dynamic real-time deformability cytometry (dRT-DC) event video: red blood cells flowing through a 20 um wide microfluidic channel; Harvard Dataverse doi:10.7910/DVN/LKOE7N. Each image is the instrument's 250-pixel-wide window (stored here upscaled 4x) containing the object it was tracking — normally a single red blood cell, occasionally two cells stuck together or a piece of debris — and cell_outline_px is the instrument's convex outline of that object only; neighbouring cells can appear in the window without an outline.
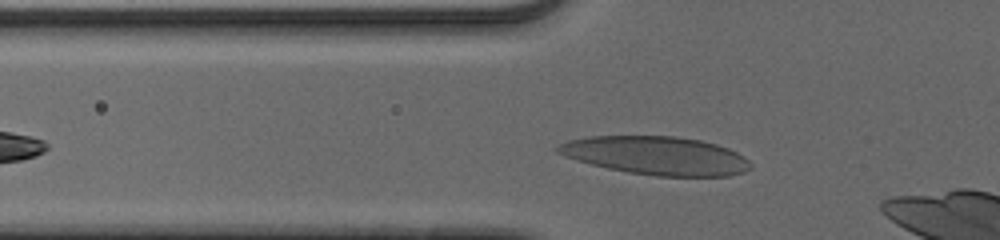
{"species": "human", "species_latin": "Homo sapiens", "temperature_condition": "cold", "stored_images_in_passage": 33, "camera_frame_rate_fps": 3000, "um_per_image_px": 0.085, "donor": {"sex": "male"}, "frame": {"image": 1, "passage_image": 3, "time_ms": 0.667, "image_size_px": [1000, 240], "cell_outline_px": [[752, 168], [744, 172], [728, 176], [656, 176], [628, 172], [608, 168], [576, 160], [564, 156], [556, 152], [552, 148], [568, 140], [588, 136], [676, 136], [700, 140], [716, 144], [728, 148], [744, 156], [752, 164]], "centroid_in_image_um": [55.77, 13.22], "position_along_channel_um": 70.0, "area_um2": 43.23}}
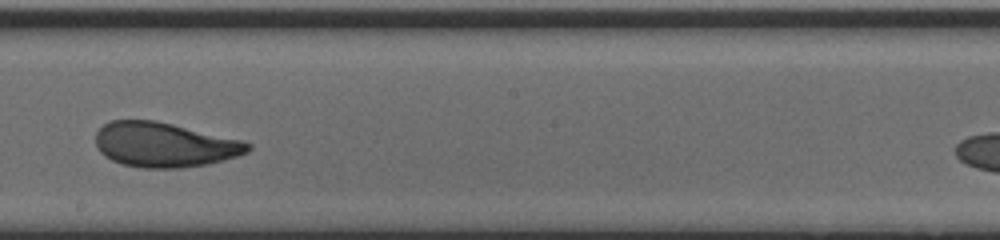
{"frame": {"image": 2, "passage_image": 16, "time_ms": 5.0, "image_size_px": [1000, 240], "cell_outline_px": [[252, 148], [248, 152], [236, 156], [208, 164], [180, 168], [144, 168], [120, 164], [104, 156], [96, 148], [96, 132], [108, 120], [156, 120], [240, 140], [252, 144]], "centroid_in_image_um": [13.93, 12.3], "position_along_channel_um": 234.3, "area_um2": 39.65}}
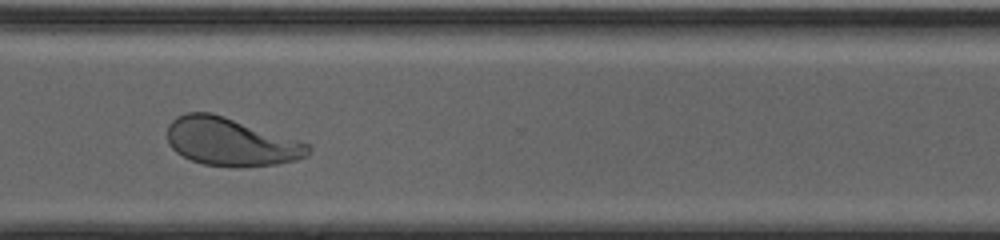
{"frame": {"image": 3, "passage_image": 25, "time_ms": 8.0, "image_size_px": [1000, 240], "cell_outline_px": [[312, 148], [308, 156], [296, 160], [276, 164], [240, 168], [204, 164], [192, 160], [176, 152], [168, 144], [168, 124], [176, 116], [188, 112], [212, 112], [312, 144]], "centroid_in_image_um": [19.65, 12.06], "position_along_channel_um": 351.0, "area_um2": 39.77}, "authors_computed_cell_mechanics": {"area_um2": 39.7664, "velocity_mm_per_s": 3.875, "shape_relaxation_time_tau1_ms": 4.4645, "shape_relaxation_time_tau2_ms": 1.0384, "deformation_change_tau1": 0.1804, "deformation_change_tau2": 0.0748}}